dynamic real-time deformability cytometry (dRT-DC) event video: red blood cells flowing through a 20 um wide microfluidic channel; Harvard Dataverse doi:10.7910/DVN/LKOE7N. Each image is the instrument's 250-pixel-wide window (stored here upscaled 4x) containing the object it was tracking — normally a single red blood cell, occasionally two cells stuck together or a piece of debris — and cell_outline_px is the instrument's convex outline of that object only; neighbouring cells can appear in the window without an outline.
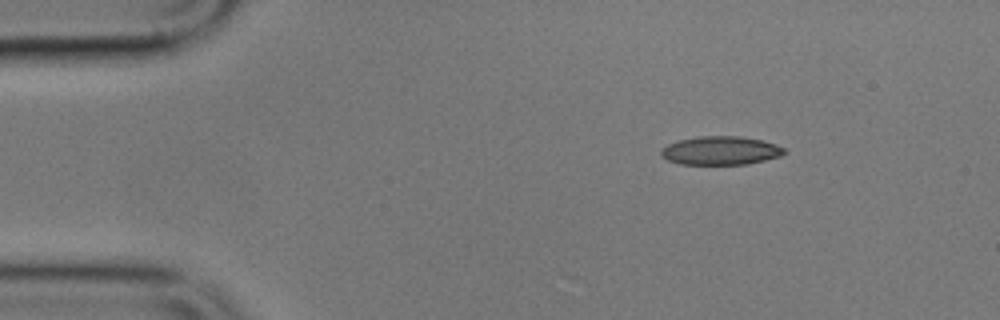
{"species": "common noctule bat (a hibernating species)", "species_latin": "Nyctalus noctula", "temperature_condition": "cold", "stored_images_in_passage": 4, "camera_frame_rate_fps": 3000, "um_per_image_px": 0.085, "animal": {"sex": "male", "body_mass_g": 17.9}, "frame": {"image": 1, "passage_image": 1, "time_ms": 0.0, "image_size_px": [1000, 320], "cell_outline_px": [[788, 152], [780, 156], [748, 164], [680, 164], [668, 160], [660, 156], [660, 148], [668, 144], [680, 140], [700, 136], [740, 136], [760, 140], [776, 144], [784, 148]], "centroid_in_image_um": [61.24, 12.8], "position_along_channel_um": 23.8, "area_um2": 20.52}}
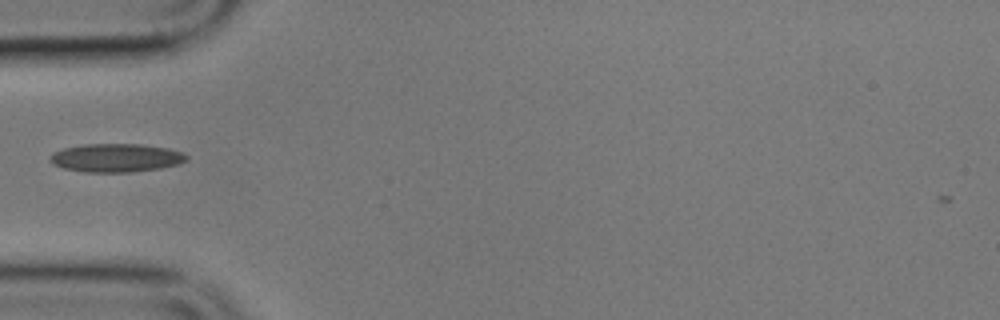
{"frame": {"image": 2, "passage_image": 4, "time_ms": 3.333, "image_size_px": [1000, 320], "cell_outline_px": [[188, 160], [180, 164], [160, 168], [128, 172], [84, 172], [64, 168], [52, 164], [48, 160], [48, 156], [52, 152], [64, 148], [84, 144], [140, 144], [168, 148], [184, 152], [188, 156]], "centroid_in_image_um": [9.86, 13.41], "position_along_channel_um": 75.1, "area_um2": 22.83}}